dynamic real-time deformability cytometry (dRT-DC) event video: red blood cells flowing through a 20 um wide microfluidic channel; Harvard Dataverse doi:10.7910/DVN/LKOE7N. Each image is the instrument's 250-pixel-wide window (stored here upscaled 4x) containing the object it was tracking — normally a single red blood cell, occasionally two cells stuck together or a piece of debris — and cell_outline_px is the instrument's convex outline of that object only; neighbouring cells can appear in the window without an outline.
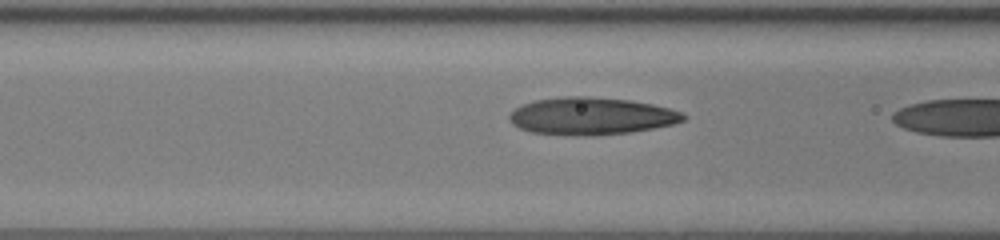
{"species": "human", "species_latin": "Homo sapiens", "temperature_condition": "room temperature", "stored_images_in_passage": 22, "camera_frame_rate_fps": 3000, "um_per_image_px": 0.085, "donor": {"sex": "female"}, "frame": {"image": 1, "passage_image": 21, "time_ms": 6.667, "image_size_px": [1000, 240], "cell_outline_px": [[688, 116], [684, 120], [672, 124], [652, 128], [628, 132], [596, 136], [564, 136], [532, 132], [520, 128], [512, 124], [508, 120], [508, 116], [516, 108], [532, 100], [564, 96], [588, 96], [632, 100], [652, 104], [684, 112]], "centroid_in_image_um": [50.24, 9.87], "position_along_channel_um": 116.4, "area_um2": 38.26}}